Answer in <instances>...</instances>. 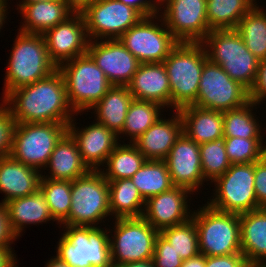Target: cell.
Returning <instances> with one entry per match:
<instances>
[{"label": "cell", "mask_w": 266, "mask_h": 267, "mask_svg": "<svg viewBox=\"0 0 266 267\" xmlns=\"http://www.w3.org/2000/svg\"><path fill=\"white\" fill-rule=\"evenodd\" d=\"M46 168L47 171L50 170V175L44 174L41 178L68 181H74L90 171L81 158L76 140L69 132L55 146L45 170Z\"/></svg>", "instance_id": "cell-25"}, {"label": "cell", "mask_w": 266, "mask_h": 267, "mask_svg": "<svg viewBox=\"0 0 266 267\" xmlns=\"http://www.w3.org/2000/svg\"><path fill=\"white\" fill-rule=\"evenodd\" d=\"M69 123H15L10 156L39 171L45 169L57 143L68 132Z\"/></svg>", "instance_id": "cell-8"}, {"label": "cell", "mask_w": 266, "mask_h": 267, "mask_svg": "<svg viewBox=\"0 0 266 267\" xmlns=\"http://www.w3.org/2000/svg\"><path fill=\"white\" fill-rule=\"evenodd\" d=\"M170 119L160 117L133 144L147 160H164L183 132V122L178 110Z\"/></svg>", "instance_id": "cell-22"}, {"label": "cell", "mask_w": 266, "mask_h": 267, "mask_svg": "<svg viewBox=\"0 0 266 267\" xmlns=\"http://www.w3.org/2000/svg\"><path fill=\"white\" fill-rule=\"evenodd\" d=\"M45 267H70L66 262L61 260L58 256H53L46 263Z\"/></svg>", "instance_id": "cell-53"}, {"label": "cell", "mask_w": 266, "mask_h": 267, "mask_svg": "<svg viewBox=\"0 0 266 267\" xmlns=\"http://www.w3.org/2000/svg\"><path fill=\"white\" fill-rule=\"evenodd\" d=\"M18 236L11 228L9 212L6 203L0 202V248L9 249L13 253V249L10 246Z\"/></svg>", "instance_id": "cell-44"}, {"label": "cell", "mask_w": 266, "mask_h": 267, "mask_svg": "<svg viewBox=\"0 0 266 267\" xmlns=\"http://www.w3.org/2000/svg\"><path fill=\"white\" fill-rule=\"evenodd\" d=\"M137 9L144 17L152 16L160 11L159 0H117Z\"/></svg>", "instance_id": "cell-47"}, {"label": "cell", "mask_w": 266, "mask_h": 267, "mask_svg": "<svg viewBox=\"0 0 266 267\" xmlns=\"http://www.w3.org/2000/svg\"><path fill=\"white\" fill-rule=\"evenodd\" d=\"M63 228L65 230L56 249V256L61 260L70 267H113L110 256V229L72 225H64Z\"/></svg>", "instance_id": "cell-5"}, {"label": "cell", "mask_w": 266, "mask_h": 267, "mask_svg": "<svg viewBox=\"0 0 266 267\" xmlns=\"http://www.w3.org/2000/svg\"><path fill=\"white\" fill-rule=\"evenodd\" d=\"M160 6V16L179 42H201L211 31L206 0H162Z\"/></svg>", "instance_id": "cell-15"}, {"label": "cell", "mask_w": 266, "mask_h": 267, "mask_svg": "<svg viewBox=\"0 0 266 267\" xmlns=\"http://www.w3.org/2000/svg\"><path fill=\"white\" fill-rule=\"evenodd\" d=\"M188 194L194 193L187 188L174 186L150 197L145 201L142 217L159 232L164 228L183 224L193 215L188 205Z\"/></svg>", "instance_id": "cell-19"}, {"label": "cell", "mask_w": 266, "mask_h": 267, "mask_svg": "<svg viewBox=\"0 0 266 267\" xmlns=\"http://www.w3.org/2000/svg\"><path fill=\"white\" fill-rule=\"evenodd\" d=\"M241 253L251 267H266V208L239 214Z\"/></svg>", "instance_id": "cell-24"}, {"label": "cell", "mask_w": 266, "mask_h": 267, "mask_svg": "<svg viewBox=\"0 0 266 267\" xmlns=\"http://www.w3.org/2000/svg\"><path fill=\"white\" fill-rule=\"evenodd\" d=\"M254 190L258 206L266 208V155L254 162Z\"/></svg>", "instance_id": "cell-43"}, {"label": "cell", "mask_w": 266, "mask_h": 267, "mask_svg": "<svg viewBox=\"0 0 266 267\" xmlns=\"http://www.w3.org/2000/svg\"><path fill=\"white\" fill-rule=\"evenodd\" d=\"M202 173L211 183L231 166L225 150L224 139L199 144Z\"/></svg>", "instance_id": "cell-39"}, {"label": "cell", "mask_w": 266, "mask_h": 267, "mask_svg": "<svg viewBox=\"0 0 266 267\" xmlns=\"http://www.w3.org/2000/svg\"><path fill=\"white\" fill-rule=\"evenodd\" d=\"M213 199L207 204L221 212H250L260 209L254 190V162L231 164L215 181Z\"/></svg>", "instance_id": "cell-11"}, {"label": "cell", "mask_w": 266, "mask_h": 267, "mask_svg": "<svg viewBox=\"0 0 266 267\" xmlns=\"http://www.w3.org/2000/svg\"><path fill=\"white\" fill-rule=\"evenodd\" d=\"M8 60L3 98L12 90L44 79L58 69L49 57L42 34L19 31Z\"/></svg>", "instance_id": "cell-3"}, {"label": "cell", "mask_w": 266, "mask_h": 267, "mask_svg": "<svg viewBox=\"0 0 266 267\" xmlns=\"http://www.w3.org/2000/svg\"><path fill=\"white\" fill-rule=\"evenodd\" d=\"M127 87L133 99L152 101L171 108L169 78L163 62L140 64Z\"/></svg>", "instance_id": "cell-21"}, {"label": "cell", "mask_w": 266, "mask_h": 267, "mask_svg": "<svg viewBox=\"0 0 266 267\" xmlns=\"http://www.w3.org/2000/svg\"><path fill=\"white\" fill-rule=\"evenodd\" d=\"M225 150L231 164L253 163L266 155L263 139L224 137Z\"/></svg>", "instance_id": "cell-40"}, {"label": "cell", "mask_w": 266, "mask_h": 267, "mask_svg": "<svg viewBox=\"0 0 266 267\" xmlns=\"http://www.w3.org/2000/svg\"><path fill=\"white\" fill-rule=\"evenodd\" d=\"M8 0H0V29L3 28V24H5L6 22V18H7V12H8ZM1 31V30H0Z\"/></svg>", "instance_id": "cell-51"}, {"label": "cell", "mask_w": 266, "mask_h": 267, "mask_svg": "<svg viewBox=\"0 0 266 267\" xmlns=\"http://www.w3.org/2000/svg\"><path fill=\"white\" fill-rule=\"evenodd\" d=\"M210 62L248 91L254 85L259 60L248 50L236 29L211 30L201 41Z\"/></svg>", "instance_id": "cell-4"}, {"label": "cell", "mask_w": 266, "mask_h": 267, "mask_svg": "<svg viewBox=\"0 0 266 267\" xmlns=\"http://www.w3.org/2000/svg\"><path fill=\"white\" fill-rule=\"evenodd\" d=\"M74 121L69 122L68 132L76 140L83 162L90 170H100L119 144L118 135L97 122L79 129Z\"/></svg>", "instance_id": "cell-20"}, {"label": "cell", "mask_w": 266, "mask_h": 267, "mask_svg": "<svg viewBox=\"0 0 266 267\" xmlns=\"http://www.w3.org/2000/svg\"><path fill=\"white\" fill-rule=\"evenodd\" d=\"M14 124L8 108L3 103L0 104V157L10 154Z\"/></svg>", "instance_id": "cell-42"}, {"label": "cell", "mask_w": 266, "mask_h": 267, "mask_svg": "<svg viewBox=\"0 0 266 267\" xmlns=\"http://www.w3.org/2000/svg\"><path fill=\"white\" fill-rule=\"evenodd\" d=\"M163 108L165 107L156 102L133 99L119 135H129V141L133 143L163 115Z\"/></svg>", "instance_id": "cell-36"}, {"label": "cell", "mask_w": 266, "mask_h": 267, "mask_svg": "<svg viewBox=\"0 0 266 267\" xmlns=\"http://www.w3.org/2000/svg\"><path fill=\"white\" fill-rule=\"evenodd\" d=\"M87 53L113 86H127L141 64L119 39L90 41Z\"/></svg>", "instance_id": "cell-17"}, {"label": "cell", "mask_w": 266, "mask_h": 267, "mask_svg": "<svg viewBox=\"0 0 266 267\" xmlns=\"http://www.w3.org/2000/svg\"><path fill=\"white\" fill-rule=\"evenodd\" d=\"M152 261L155 267H182L183 260L160 233L156 237Z\"/></svg>", "instance_id": "cell-41"}, {"label": "cell", "mask_w": 266, "mask_h": 267, "mask_svg": "<svg viewBox=\"0 0 266 267\" xmlns=\"http://www.w3.org/2000/svg\"><path fill=\"white\" fill-rule=\"evenodd\" d=\"M108 185L109 206L114 219L142 217L145 200L131 178L109 181Z\"/></svg>", "instance_id": "cell-30"}, {"label": "cell", "mask_w": 266, "mask_h": 267, "mask_svg": "<svg viewBox=\"0 0 266 267\" xmlns=\"http://www.w3.org/2000/svg\"><path fill=\"white\" fill-rule=\"evenodd\" d=\"M205 267H251L242 253L227 256H205Z\"/></svg>", "instance_id": "cell-46"}, {"label": "cell", "mask_w": 266, "mask_h": 267, "mask_svg": "<svg viewBox=\"0 0 266 267\" xmlns=\"http://www.w3.org/2000/svg\"><path fill=\"white\" fill-rule=\"evenodd\" d=\"M114 267H155L152 260L137 261L132 263L115 265Z\"/></svg>", "instance_id": "cell-52"}, {"label": "cell", "mask_w": 266, "mask_h": 267, "mask_svg": "<svg viewBox=\"0 0 266 267\" xmlns=\"http://www.w3.org/2000/svg\"><path fill=\"white\" fill-rule=\"evenodd\" d=\"M6 206L11 228L18 237L21 236L24 227L27 225L55 221L40 189L30 196L12 199L6 203Z\"/></svg>", "instance_id": "cell-28"}, {"label": "cell", "mask_w": 266, "mask_h": 267, "mask_svg": "<svg viewBox=\"0 0 266 267\" xmlns=\"http://www.w3.org/2000/svg\"><path fill=\"white\" fill-rule=\"evenodd\" d=\"M257 104L249 101L244 106L223 112V136L245 139H264L262 128L252 112ZM254 107V108H253Z\"/></svg>", "instance_id": "cell-35"}, {"label": "cell", "mask_w": 266, "mask_h": 267, "mask_svg": "<svg viewBox=\"0 0 266 267\" xmlns=\"http://www.w3.org/2000/svg\"><path fill=\"white\" fill-rule=\"evenodd\" d=\"M75 13H82L95 0H63Z\"/></svg>", "instance_id": "cell-49"}, {"label": "cell", "mask_w": 266, "mask_h": 267, "mask_svg": "<svg viewBox=\"0 0 266 267\" xmlns=\"http://www.w3.org/2000/svg\"><path fill=\"white\" fill-rule=\"evenodd\" d=\"M81 14L90 41L119 39L144 17L134 7L117 0H95Z\"/></svg>", "instance_id": "cell-14"}, {"label": "cell", "mask_w": 266, "mask_h": 267, "mask_svg": "<svg viewBox=\"0 0 266 267\" xmlns=\"http://www.w3.org/2000/svg\"><path fill=\"white\" fill-rule=\"evenodd\" d=\"M249 98L258 106L266 99V59L259 61L254 85L249 91Z\"/></svg>", "instance_id": "cell-45"}, {"label": "cell", "mask_w": 266, "mask_h": 267, "mask_svg": "<svg viewBox=\"0 0 266 267\" xmlns=\"http://www.w3.org/2000/svg\"><path fill=\"white\" fill-rule=\"evenodd\" d=\"M131 180L145 201L174 187L164 160H146Z\"/></svg>", "instance_id": "cell-33"}, {"label": "cell", "mask_w": 266, "mask_h": 267, "mask_svg": "<svg viewBox=\"0 0 266 267\" xmlns=\"http://www.w3.org/2000/svg\"><path fill=\"white\" fill-rule=\"evenodd\" d=\"M199 208L192 211V219L198 233L200 254L227 256L241 253L239 214L218 211L207 203Z\"/></svg>", "instance_id": "cell-6"}, {"label": "cell", "mask_w": 266, "mask_h": 267, "mask_svg": "<svg viewBox=\"0 0 266 267\" xmlns=\"http://www.w3.org/2000/svg\"><path fill=\"white\" fill-rule=\"evenodd\" d=\"M133 96L127 86H112L93 109L95 121L112 130L116 135L122 132L125 118Z\"/></svg>", "instance_id": "cell-29"}, {"label": "cell", "mask_w": 266, "mask_h": 267, "mask_svg": "<svg viewBox=\"0 0 266 267\" xmlns=\"http://www.w3.org/2000/svg\"><path fill=\"white\" fill-rule=\"evenodd\" d=\"M2 99L15 123H69L76 116L58 69L44 79L12 90Z\"/></svg>", "instance_id": "cell-1"}, {"label": "cell", "mask_w": 266, "mask_h": 267, "mask_svg": "<svg viewBox=\"0 0 266 267\" xmlns=\"http://www.w3.org/2000/svg\"><path fill=\"white\" fill-rule=\"evenodd\" d=\"M255 4L239 21L236 31L248 50L259 60L266 59V11Z\"/></svg>", "instance_id": "cell-34"}, {"label": "cell", "mask_w": 266, "mask_h": 267, "mask_svg": "<svg viewBox=\"0 0 266 267\" xmlns=\"http://www.w3.org/2000/svg\"><path fill=\"white\" fill-rule=\"evenodd\" d=\"M48 54L57 68L66 61L87 53L89 38L81 13L59 23L43 34Z\"/></svg>", "instance_id": "cell-16"}, {"label": "cell", "mask_w": 266, "mask_h": 267, "mask_svg": "<svg viewBox=\"0 0 266 267\" xmlns=\"http://www.w3.org/2000/svg\"><path fill=\"white\" fill-rule=\"evenodd\" d=\"M256 0H206L210 30L236 29Z\"/></svg>", "instance_id": "cell-32"}, {"label": "cell", "mask_w": 266, "mask_h": 267, "mask_svg": "<svg viewBox=\"0 0 266 267\" xmlns=\"http://www.w3.org/2000/svg\"><path fill=\"white\" fill-rule=\"evenodd\" d=\"M16 254L9 249L0 248V267H17Z\"/></svg>", "instance_id": "cell-48"}, {"label": "cell", "mask_w": 266, "mask_h": 267, "mask_svg": "<svg viewBox=\"0 0 266 267\" xmlns=\"http://www.w3.org/2000/svg\"><path fill=\"white\" fill-rule=\"evenodd\" d=\"M58 70L64 77L68 101L76 115L88 112L113 86L88 53L66 61Z\"/></svg>", "instance_id": "cell-7"}, {"label": "cell", "mask_w": 266, "mask_h": 267, "mask_svg": "<svg viewBox=\"0 0 266 267\" xmlns=\"http://www.w3.org/2000/svg\"><path fill=\"white\" fill-rule=\"evenodd\" d=\"M164 161L174 186L195 192L204 184L199 144L184 132L178 137Z\"/></svg>", "instance_id": "cell-18"}, {"label": "cell", "mask_w": 266, "mask_h": 267, "mask_svg": "<svg viewBox=\"0 0 266 267\" xmlns=\"http://www.w3.org/2000/svg\"><path fill=\"white\" fill-rule=\"evenodd\" d=\"M111 215L109 185L99 170L72 181L71 208L68 217L60 224L97 227Z\"/></svg>", "instance_id": "cell-9"}, {"label": "cell", "mask_w": 266, "mask_h": 267, "mask_svg": "<svg viewBox=\"0 0 266 267\" xmlns=\"http://www.w3.org/2000/svg\"><path fill=\"white\" fill-rule=\"evenodd\" d=\"M207 60L201 42H179L165 58L163 64L169 78L172 109L179 110L196 102Z\"/></svg>", "instance_id": "cell-2"}, {"label": "cell", "mask_w": 266, "mask_h": 267, "mask_svg": "<svg viewBox=\"0 0 266 267\" xmlns=\"http://www.w3.org/2000/svg\"><path fill=\"white\" fill-rule=\"evenodd\" d=\"M18 10L25 19L19 31L34 34H43L75 14L63 0L24 4Z\"/></svg>", "instance_id": "cell-26"}, {"label": "cell", "mask_w": 266, "mask_h": 267, "mask_svg": "<svg viewBox=\"0 0 266 267\" xmlns=\"http://www.w3.org/2000/svg\"><path fill=\"white\" fill-rule=\"evenodd\" d=\"M183 132L197 144L216 141L223 136V112L189 105L178 110Z\"/></svg>", "instance_id": "cell-27"}, {"label": "cell", "mask_w": 266, "mask_h": 267, "mask_svg": "<svg viewBox=\"0 0 266 267\" xmlns=\"http://www.w3.org/2000/svg\"><path fill=\"white\" fill-rule=\"evenodd\" d=\"M72 181L41 178L39 189L45 196L50 214L57 224H61L69 215L71 208Z\"/></svg>", "instance_id": "cell-37"}, {"label": "cell", "mask_w": 266, "mask_h": 267, "mask_svg": "<svg viewBox=\"0 0 266 267\" xmlns=\"http://www.w3.org/2000/svg\"><path fill=\"white\" fill-rule=\"evenodd\" d=\"M172 245L183 261L200 254L198 233L194 220L172 227H167L159 232Z\"/></svg>", "instance_id": "cell-38"}, {"label": "cell", "mask_w": 266, "mask_h": 267, "mask_svg": "<svg viewBox=\"0 0 266 267\" xmlns=\"http://www.w3.org/2000/svg\"><path fill=\"white\" fill-rule=\"evenodd\" d=\"M41 171L14 160L10 155L0 157V192L8 201L30 196L39 189Z\"/></svg>", "instance_id": "cell-23"}, {"label": "cell", "mask_w": 266, "mask_h": 267, "mask_svg": "<svg viewBox=\"0 0 266 267\" xmlns=\"http://www.w3.org/2000/svg\"><path fill=\"white\" fill-rule=\"evenodd\" d=\"M47 1H54V0H22L17 4V10L24 4H30V3H35V2H47Z\"/></svg>", "instance_id": "cell-54"}, {"label": "cell", "mask_w": 266, "mask_h": 267, "mask_svg": "<svg viewBox=\"0 0 266 267\" xmlns=\"http://www.w3.org/2000/svg\"><path fill=\"white\" fill-rule=\"evenodd\" d=\"M128 143H119L105 162L106 170H99L108 182L131 178L147 160L133 143Z\"/></svg>", "instance_id": "cell-31"}, {"label": "cell", "mask_w": 266, "mask_h": 267, "mask_svg": "<svg viewBox=\"0 0 266 267\" xmlns=\"http://www.w3.org/2000/svg\"><path fill=\"white\" fill-rule=\"evenodd\" d=\"M155 19L158 20V23ZM159 22H161L160 25ZM119 40L141 64L164 62L179 43L166 27L159 13L143 17L136 25L130 27Z\"/></svg>", "instance_id": "cell-12"}, {"label": "cell", "mask_w": 266, "mask_h": 267, "mask_svg": "<svg viewBox=\"0 0 266 267\" xmlns=\"http://www.w3.org/2000/svg\"><path fill=\"white\" fill-rule=\"evenodd\" d=\"M182 267H205V256L199 254L196 257L183 261Z\"/></svg>", "instance_id": "cell-50"}, {"label": "cell", "mask_w": 266, "mask_h": 267, "mask_svg": "<svg viewBox=\"0 0 266 267\" xmlns=\"http://www.w3.org/2000/svg\"><path fill=\"white\" fill-rule=\"evenodd\" d=\"M115 220L114 235L109 237L112 266L152 260L159 231L143 217Z\"/></svg>", "instance_id": "cell-10"}, {"label": "cell", "mask_w": 266, "mask_h": 267, "mask_svg": "<svg viewBox=\"0 0 266 267\" xmlns=\"http://www.w3.org/2000/svg\"><path fill=\"white\" fill-rule=\"evenodd\" d=\"M249 101V91L232 80L221 66L209 60L204 63L194 106L224 112Z\"/></svg>", "instance_id": "cell-13"}]
</instances>
